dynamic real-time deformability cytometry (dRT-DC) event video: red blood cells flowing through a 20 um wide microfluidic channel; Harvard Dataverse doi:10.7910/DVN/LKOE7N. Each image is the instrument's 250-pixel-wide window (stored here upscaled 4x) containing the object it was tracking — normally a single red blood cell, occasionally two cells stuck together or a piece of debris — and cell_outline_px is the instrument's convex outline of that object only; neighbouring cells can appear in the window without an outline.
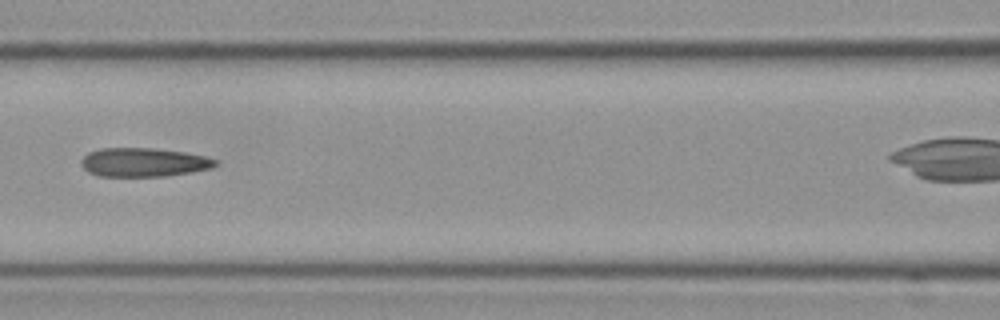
{"species": "Egyptian fruit bat (a non-hibernating species)", "species_latin": "Rousettus aegyptiacus", "temperature_condition": "cold", "stored_images_in_passage": 11, "camera_frame_rate_fps": 3000, "um_per_image_px": 0.085, "frame": {"image": 1, "passage_image": 4, "time_ms": 1.0, "image_size_px": [1000, 320], "cell_outline_px": [[216, 164], [212, 168], [192, 172], [164, 176], [96, 176], [88, 172], [80, 164], [80, 160], [88, 152], [100, 148], [152, 148], [184, 152], [204, 156], [216, 160]], "centroid_in_image_um": [12.16, 13.79], "position_along_channel_um": 154.4, "area_um2": 22.54}}
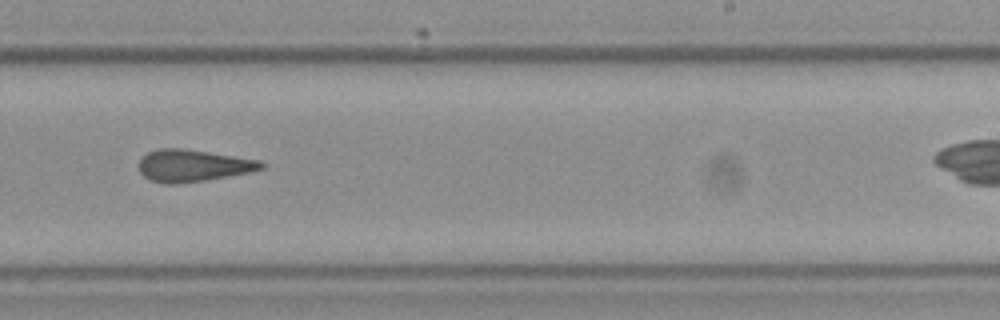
{"frame": {"image": 2, "passage_image": 7, "time_ms": 2.0, "image_size_px": [1000, 320], "cell_outline_px": [[264, 168], [252, 172], [204, 180], [176, 184], [164, 184], [152, 180], [144, 176], [140, 172], [136, 164], [148, 152], [160, 148], [184, 148], [260, 160], [264, 164]], "centroid_in_image_um": [16.38, 14.07], "position_along_channel_um": 272.6, "area_um2": 22.89}}
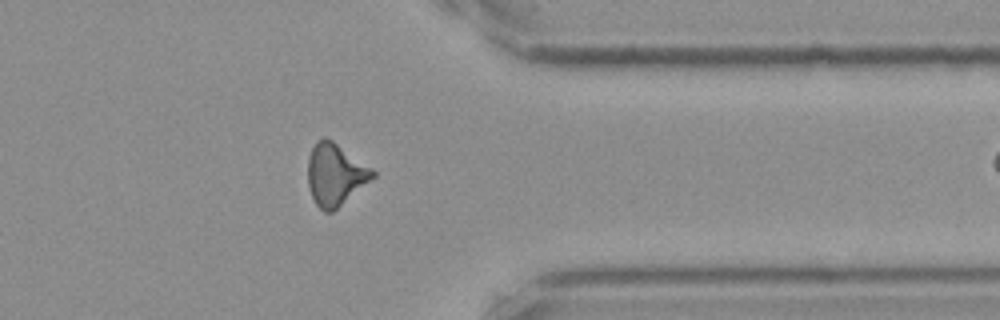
{"frame": {"image": 3, "passage_image": 10, "time_ms": 3.0, "image_size_px": [1000, 320], "cell_outline_px": [[376, 176], [332, 212], [324, 212], [316, 204], [312, 196], [308, 184], [308, 156], [316, 140], [324, 136], [332, 140], [372, 168], [376, 172]], "centroid_in_image_um": [28.49, 14.82], "position_along_channel_um": 382.9, "area_um2": 23.29}}